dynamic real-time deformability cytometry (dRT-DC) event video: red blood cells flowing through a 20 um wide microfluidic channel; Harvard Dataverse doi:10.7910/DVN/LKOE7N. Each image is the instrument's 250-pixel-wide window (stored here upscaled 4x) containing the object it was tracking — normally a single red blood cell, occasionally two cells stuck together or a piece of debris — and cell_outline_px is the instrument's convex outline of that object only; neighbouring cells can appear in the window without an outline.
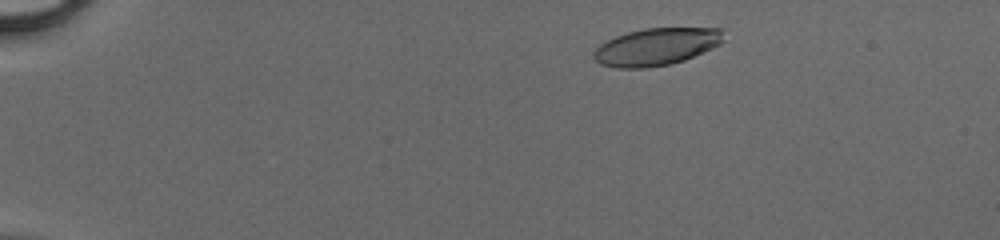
{"species": "human", "species_latin": "Homo sapiens", "temperature_condition": "cold", "stored_images_in_passage": 44, "camera_frame_rate_fps": 3000, "um_per_image_px": 0.085, "donor": {"sex": "male"}, "frame": {"image": 1, "passage_image": 4, "time_ms": 1.0, "image_size_px": [1000, 240], "cell_outline_px": [[724, 40], [720, 44], [712, 48], [684, 60], [668, 64], [648, 68], [616, 68], [600, 64], [592, 56], [592, 52], [600, 44], [616, 36], [628, 32], [644, 28], [724, 28]], "centroid_in_image_um": [55.79, 3.97], "position_along_channel_um": 29.2, "area_um2": 28.32}}
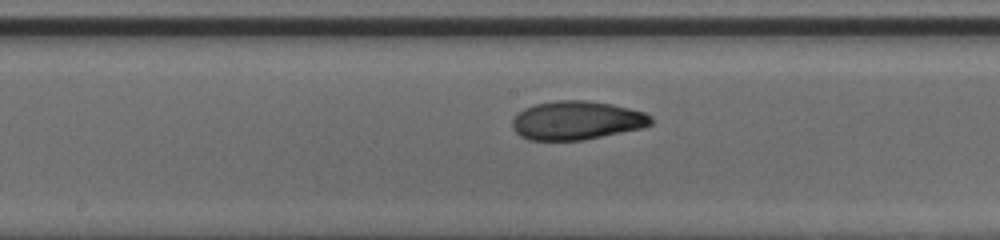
{"frame": {"image": 2, "passage_image": 23, "time_ms": 7.333, "image_size_px": [1000, 240], "cell_outline_px": [[652, 124], [644, 128], [584, 140], [528, 140], [520, 136], [512, 128], [512, 120], [524, 108], [536, 104], [556, 100], [588, 100], [612, 104], [644, 112], [652, 116]], "centroid_in_image_um": [49.04, 10.24], "position_along_channel_um": 199.2, "area_um2": 31.44}}
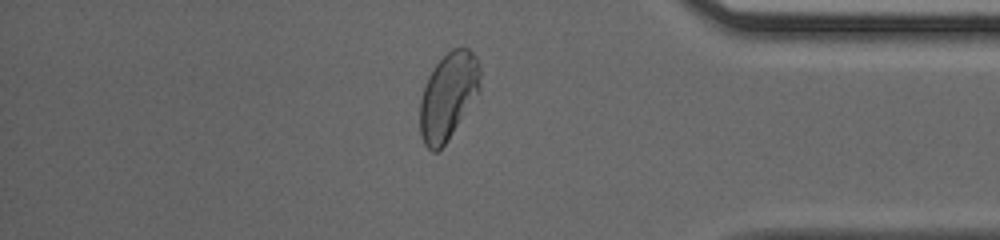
{"frame": {"image": 3, "passage_image": 38, "time_ms": 12.333, "image_size_px": [1000, 240], "cell_outline_px": [[480, 92], [448, 140], [436, 152], [432, 152], [424, 144], [420, 136], [420, 100], [428, 76], [432, 68], [452, 48], [468, 48], [476, 56], [480, 68]], "centroid_in_image_um": [38.1, 8.17], "position_along_channel_um": 397.1, "area_um2": 30.58}}